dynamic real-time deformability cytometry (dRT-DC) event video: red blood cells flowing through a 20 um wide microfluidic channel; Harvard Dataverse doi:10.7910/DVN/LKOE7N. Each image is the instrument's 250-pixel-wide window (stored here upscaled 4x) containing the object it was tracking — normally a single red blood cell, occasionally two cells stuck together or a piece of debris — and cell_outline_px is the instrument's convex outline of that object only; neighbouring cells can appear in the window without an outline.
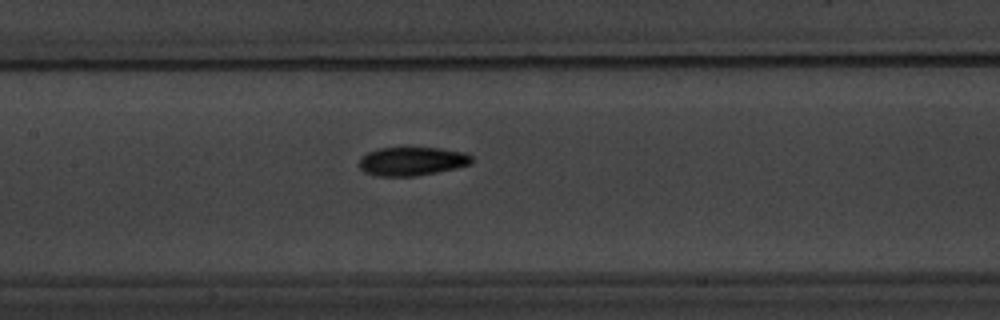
{"species": "common noctule bat (a hibernating species)", "species_latin": "Nyctalus noctula", "temperature_condition": "warm", "stored_images_in_passage": 19, "camera_frame_rate_fps": 3000, "um_per_image_px": 0.085, "animal": {"sex": "male", "body_mass_g": 20.1, "forearm_length_mm": 53.5}, "frame": {"image": 1, "passage_image": 14, "time_ms": 4.333, "image_size_px": [1000, 320], "cell_outline_px": [[472, 164], [456, 168], [416, 176], [376, 176], [364, 172], [360, 168], [360, 156], [376, 148], [440, 148], [464, 152], [472, 156]], "centroid_in_image_um": [35.01, 13.71], "position_along_channel_um": 172.4, "area_um2": 18.84}}